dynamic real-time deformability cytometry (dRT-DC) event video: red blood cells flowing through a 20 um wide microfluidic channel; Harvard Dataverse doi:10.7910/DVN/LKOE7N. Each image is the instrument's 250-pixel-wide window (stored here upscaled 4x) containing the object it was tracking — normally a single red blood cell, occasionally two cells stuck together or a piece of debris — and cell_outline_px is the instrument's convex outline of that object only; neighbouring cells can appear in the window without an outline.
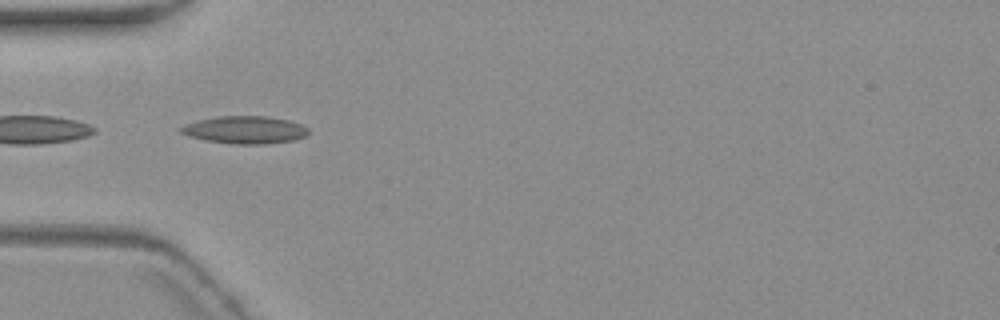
{"species": "common noctule bat (a hibernating species)", "species_latin": "Nyctalus noctula", "temperature_condition": "warm", "stored_images_in_passage": 3, "camera_frame_rate_fps": 3000, "um_per_image_px": 0.085, "animal": {"sex": "female", "body_mass_g": 19.3, "forearm_length_mm": 54.1}, "frame": {"image": 1, "passage_image": 3, "time_ms": 2.667, "image_size_px": [1000, 320], "cell_outline_px": [[308, 132], [304, 136], [292, 140], [264, 144], [232, 144], [208, 140], [188, 136], [180, 132], [176, 128], [184, 124], [216, 116], [264, 116], [288, 120], [300, 124], [308, 128]], "centroid_in_image_um": [20.76, 11.03], "position_along_channel_um": 64.2, "area_um2": 20.35}}